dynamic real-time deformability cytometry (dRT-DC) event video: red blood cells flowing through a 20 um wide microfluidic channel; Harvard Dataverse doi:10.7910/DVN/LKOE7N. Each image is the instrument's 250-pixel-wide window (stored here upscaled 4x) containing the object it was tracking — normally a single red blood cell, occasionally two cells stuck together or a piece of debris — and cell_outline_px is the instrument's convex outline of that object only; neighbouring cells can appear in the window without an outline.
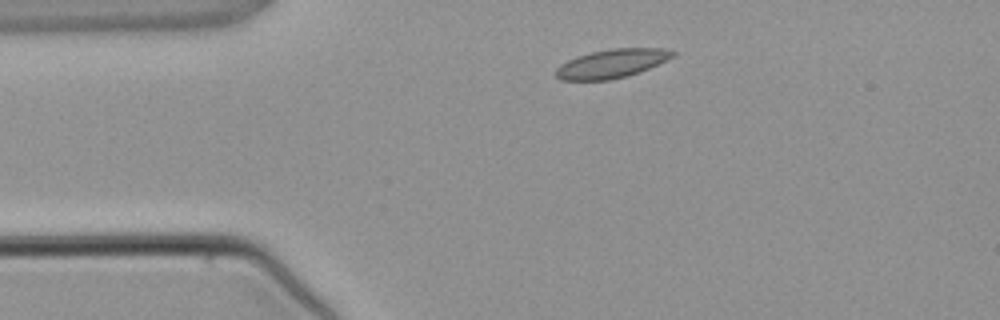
{"species": "common noctule bat (a hibernating species)", "species_latin": "Nyctalus noctula", "temperature_condition": "warm", "stored_images_in_passage": 3, "camera_frame_rate_fps": 3000, "um_per_image_px": 0.085, "animal": {"sex": "male", "body_mass_g": 21.5, "forearm_length_mm": 52.0}, "frame": {"image": 1, "passage_image": 3, "time_ms": 3.333, "image_size_px": [1000, 320], "cell_outline_px": [[676, 56], [640, 72], [628, 76], [608, 80], [560, 80], [556, 76], [556, 68], [560, 64], [576, 56], [592, 52], [612, 48], [664, 48], [676, 52]], "centroid_in_image_um": [52.02, 5.4], "position_along_channel_um": 33.0, "area_um2": 19.65}}